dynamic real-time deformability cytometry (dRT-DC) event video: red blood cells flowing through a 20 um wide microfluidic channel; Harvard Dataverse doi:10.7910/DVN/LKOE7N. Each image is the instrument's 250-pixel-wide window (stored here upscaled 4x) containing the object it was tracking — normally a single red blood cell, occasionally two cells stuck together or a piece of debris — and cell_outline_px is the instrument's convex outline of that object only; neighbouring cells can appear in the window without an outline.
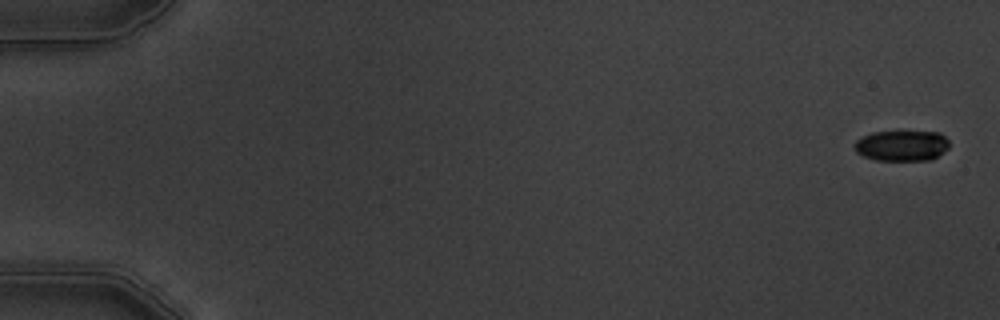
{"species": "common noctule bat (a hibernating species)", "species_latin": "Nyctalus noctula", "temperature_condition": "warm", "stored_images_in_passage": 9, "camera_frame_rate_fps": 3000, "um_per_image_px": 0.085, "animal": {"sex": "male", "body_mass_g": 19.5, "forearm_length_mm": 54.6}, "frame": {"image": 1, "passage_image": 1, "time_ms": 0.0, "image_size_px": [1000, 320], "cell_outline_px": [[948, 148], [944, 152], [932, 160], [876, 160], [864, 156], [856, 152], [852, 144], [856, 140], [872, 132], [940, 132], [948, 140]], "centroid_in_image_um": [76.65, 12.39], "position_along_channel_um": 8.4, "area_um2": 16.94}}
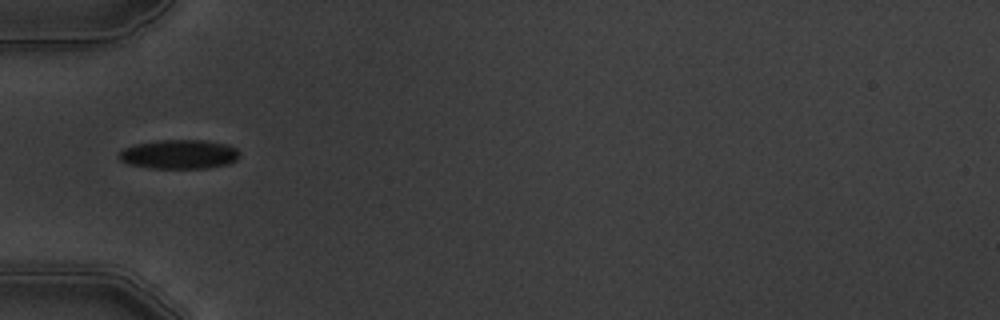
{"frame": {"image": 2, "passage_image": 6, "time_ms": 6.0, "image_size_px": [1000, 320], "cell_outline_px": [[240, 156], [236, 160], [228, 164], [208, 168], [152, 168], [128, 164], [120, 160], [120, 152], [124, 148], [136, 144], [156, 140], [208, 140], [228, 144], [236, 148], [240, 152]], "centroid_in_image_um": [15.28, 13.11], "position_along_channel_um": 69.7, "area_um2": 20.63}}